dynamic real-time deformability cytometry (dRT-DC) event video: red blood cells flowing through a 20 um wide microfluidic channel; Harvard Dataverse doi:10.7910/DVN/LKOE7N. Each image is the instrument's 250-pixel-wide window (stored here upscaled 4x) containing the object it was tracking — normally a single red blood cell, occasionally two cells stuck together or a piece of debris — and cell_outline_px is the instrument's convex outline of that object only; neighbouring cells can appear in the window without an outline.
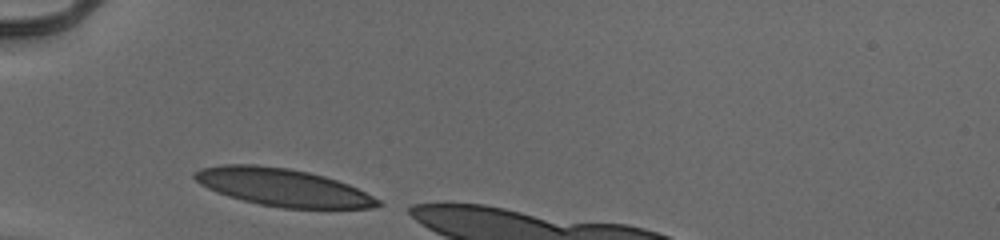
{"species": "human", "species_latin": "Homo sapiens", "temperature_condition": "cold", "stored_images_in_passage": 5, "camera_frame_rate_fps": 3000, "um_per_image_px": 0.085, "donor": {"sex": "male"}, "frame": {"image": 1, "passage_image": 1, "time_ms": 0.0, "image_size_px": [1000, 240], "cell_outline_px": [[384, 204], [372, 208], [284, 208], [260, 204], [228, 196], [216, 192], [200, 184], [192, 176], [192, 172], [200, 168], [220, 164], [256, 164], [288, 168], [308, 172], [324, 176], [348, 184], [380, 200]], "centroid_in_image_um": [23.99, 15.91], "position_along_channel_um": 61.0, "area_um2": 40.06}}